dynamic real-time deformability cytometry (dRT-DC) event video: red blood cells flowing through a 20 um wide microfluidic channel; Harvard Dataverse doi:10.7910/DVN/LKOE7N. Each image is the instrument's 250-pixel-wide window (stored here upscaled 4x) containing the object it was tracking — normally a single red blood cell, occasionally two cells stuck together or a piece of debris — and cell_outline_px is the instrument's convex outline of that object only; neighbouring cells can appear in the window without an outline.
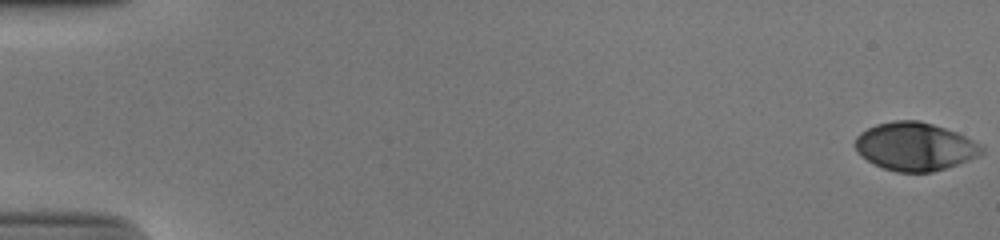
{"species": "human", "species_latin": "Homo sapiens", "temperature_condition": "cold", "stored_images_in_passage": 55, "camera_frame_rate_fps": 3000, "um_per_image_px": 0.085, "donor": {"sex": "male"}, "frame": {"image": 1, "passage_image": 1, "time_ms": 0.0, "image_size_px": [1000, 240], "cell_outline_px": [[984, 152], [980, 156], [932, 172], [896, 172], [884, 168], [860, 156], [856, 152], [852, 144], [856, 136], [860, 132], [876, 124], [892, 120], [920, 120], [956, 132], [980, 144], [984, 148]], "centroid_in_image_um": [77.73, 12.44], "position_along_channel_um": 7.3, "area_um2": 35.6}}
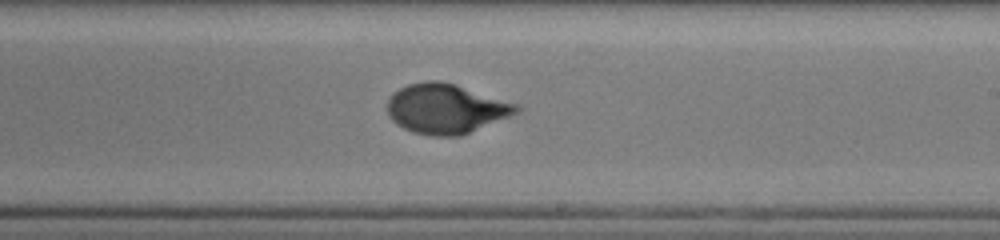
{"frame": {"image": 2, "passage_image": 34, "time_ms": 11.0, "image_size_px": [1000, 240], "cell_outline_px": [[524, 108], [520, 112], [460, 136], [432, 136], [412, 132], [396, 124], [388, 116], [388, 100], [392, 92], [408, 84], [428, 80], [440, 80], [456, 84], [520, 104]], "centroid_in_image_um": [37.93, 9.23], "position_along_channel_um": 251.1, "area_um2": 37.8}}
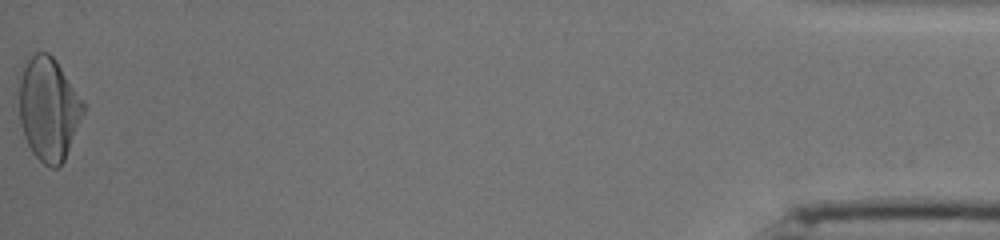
{"frame": {"image": 3, "passage_image": 55, "time_ms": 18.0, "image_size_px": [1000, 240], "cell_outline_px": [[84, 112], [64, 160], [56, 168], [48, 168], [32, 152], [24, 136], [20, 120], [16, 76], [28, 60], [36, 52], [48, 52], [56, 60], [84, 104]], "centroid_in_image_um": [4.07, 9.23], "position_along_channel_um": 431.1, "area_um2": 38.73}, "authors_computed_cell_mechanics": {"area_um2": 36.125, "velocity_mm_per_s": 3.8514, "shape_relaxation_time_tau1_ms": 3.9171, "shape_relaxation_time_tau2_ms": null, "deformation_change_tau1": 0.1851, "deformation_change_tau2": null}}